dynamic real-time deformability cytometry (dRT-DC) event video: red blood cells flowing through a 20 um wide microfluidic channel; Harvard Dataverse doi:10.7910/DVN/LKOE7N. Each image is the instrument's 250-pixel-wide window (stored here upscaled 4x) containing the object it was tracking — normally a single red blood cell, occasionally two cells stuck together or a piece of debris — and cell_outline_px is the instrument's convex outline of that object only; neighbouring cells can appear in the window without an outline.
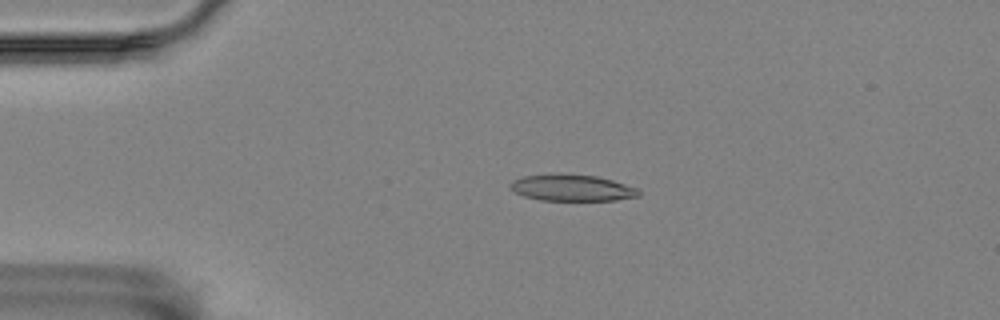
{"species": "Egyptian fruit bat (a non-hibernating species)", "species_latin": "Rousettus aegyptiacus", "temperature_condition": "room temperature", "stored_images_in_passage": 56, "camera_frame_rate_fps": 3000, "um_per_image_px": 0.085, "animal": {"sex": "female"}, "frame": {"image": 1, "passage_image": 12, "time_ms": 3.667, "image_size_px": [1000, 320], "cell_outline_px": [[640, 196], [616, 200], [540, 200], [524, 196], [516, 192], [508, 184], [512, 180], [524, 176], [552, 172], [560, 172], [596, 176], [612, 180], [636, 188], [640, 192]], "centroid_in_image_um": [48.58, 15.94], "position_along_channel_um": 36.4, "area_um2": 20.06}}
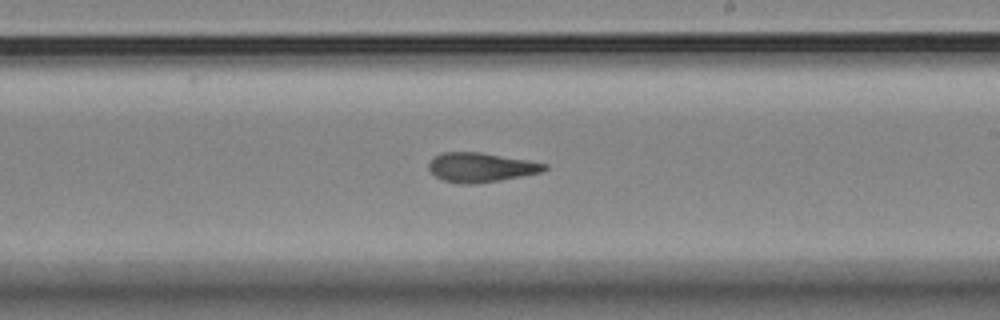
{"frame": {"image": 2, "passage_image": 33, "time_ms": 10.667, "image_size_px": [1000, 320], "cell_outline_px": [[548, 168], [540, 172], [500, 180], [476, 184], [460, 184], [444, 180], [436, 176], [428, 168], [428, 164], [432, 156], [440, 152], [480, 152], [548, 164]], "centroid_in_image_um": [40.82, 14.22], "position_along_channel_um": 248.2, "area_um2": 19.71}}
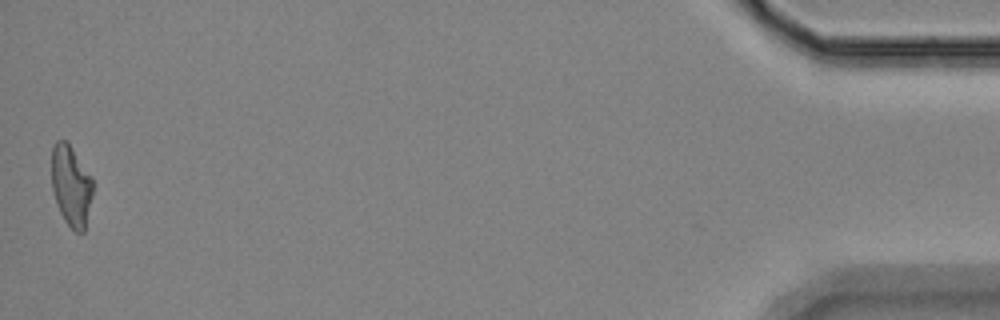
{"frame": {"image": 3, "passage_image": 56, "time_ms": 18.333, "image_size_px": [1000, 320], "cell_outline_px": [[92, 196], [84, 232], [76, 232], [64, 220], [56, 204], [52, 192], [52, 148], [56, 140], [68, 140], [92, 176]], "centroid_in_image_um": [6.04, 15.74], "position_along_channel_um": 429.2, "area_um2": 19.65}, "authors_computed_cell_mechanics": {"area_um2": 20.0277, "velocity_mm_per_s": 3.5212, "shape_relaxation_time_tau1_ms": null, "shape_relaxation_time_tau2_ms": 2.5798, "deformation_change_tau1": null, "deformation_change_tau2": 0.12}}